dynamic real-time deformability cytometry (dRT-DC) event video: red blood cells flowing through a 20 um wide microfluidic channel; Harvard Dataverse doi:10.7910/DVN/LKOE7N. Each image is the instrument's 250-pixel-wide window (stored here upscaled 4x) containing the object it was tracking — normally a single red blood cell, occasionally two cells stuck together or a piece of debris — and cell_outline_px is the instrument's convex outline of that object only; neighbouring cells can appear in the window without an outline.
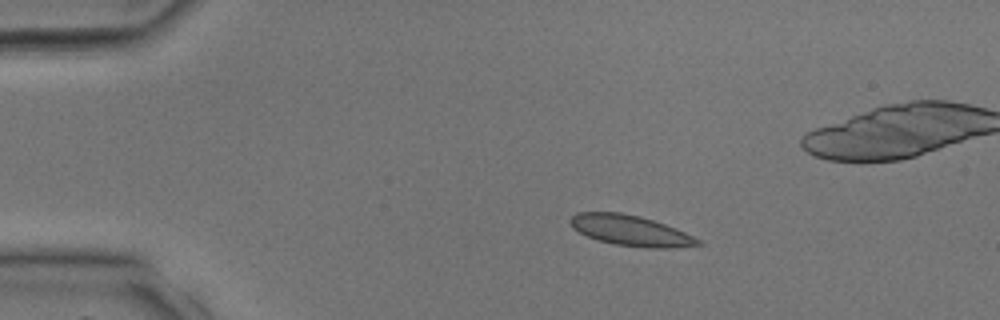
{"species": "common noctule bat (a hibernating species)", "species_latin": "Nyctalus noctula", "temperature_condition": "room temperature", "stored_images_in_passage": 29, "camera_frame_rate_fps": 3000, "um_per_image_px": 0.085, "animal": {"sex": "male", "body_mass_g": 17.9, "forearm_length_mm": 54.2}, "frame": {"image": 1, "passage_image": 1, "time_ms": 0.0, "image_size_px": [1000, 320], "cell_outline_px": [[704, 244], [672, 248], [648, 248], [616, 244], [600, 240], [588, 236], [572, 228], [568, 220], [576, 212], [620, 212], [640, 216], [676, 228], [700, 240]], "centroid_in_image_um": [53.59, 19.59], "position_along_channel_um": 31.4, "area_um2": 22.54}}
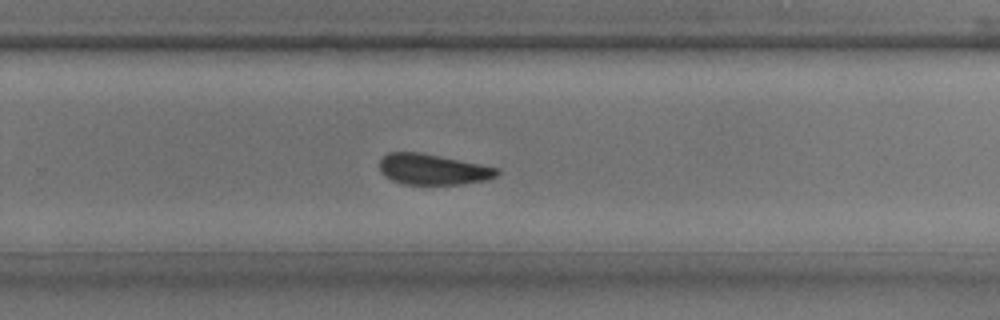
{"frame": {"image": 2, "passage_image": 17, "time_ms": 5.333, "image_size_px": [1000, 320], "cell_outline_px": [[500, 172], [496, 176], [488, 180], [460, 184], [404, 184], [392, 180], [384, 176], [380, 172], [380, 160], [388, 152], [420, 152], [500, 168]], "centroid_in_image_um": [36.8, 14.4], "position_along_channel_um": 293.0, "area_um2": 21.04}}
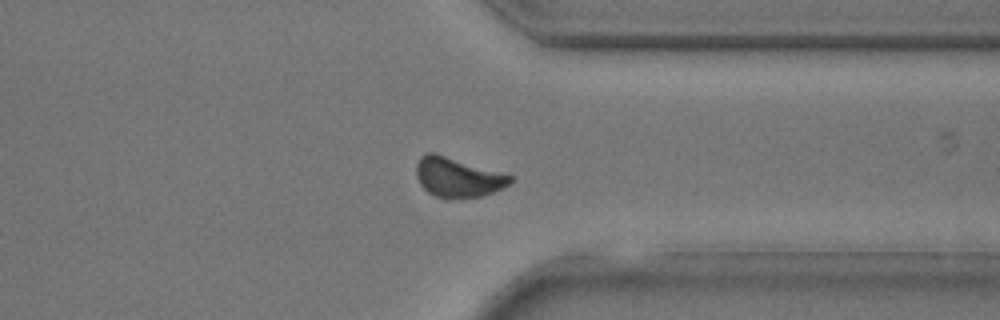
{"frame": {"image": 3, "passage_image": 21, "time_ms": 6.667, "image_size_px": [1000, 320], "cell_outline_px": [[512, 184], [492, 192], [480, 196], [436, 196], [428, 192], [420, 184], [416, 176], [416, 164], [420, 156], [428, 152], [436, 152], [512, 176]], "centroid_in_image_um": [38.88, 15.02], "position_along_channel_um": 372.5, "area_um2": 21.21}}